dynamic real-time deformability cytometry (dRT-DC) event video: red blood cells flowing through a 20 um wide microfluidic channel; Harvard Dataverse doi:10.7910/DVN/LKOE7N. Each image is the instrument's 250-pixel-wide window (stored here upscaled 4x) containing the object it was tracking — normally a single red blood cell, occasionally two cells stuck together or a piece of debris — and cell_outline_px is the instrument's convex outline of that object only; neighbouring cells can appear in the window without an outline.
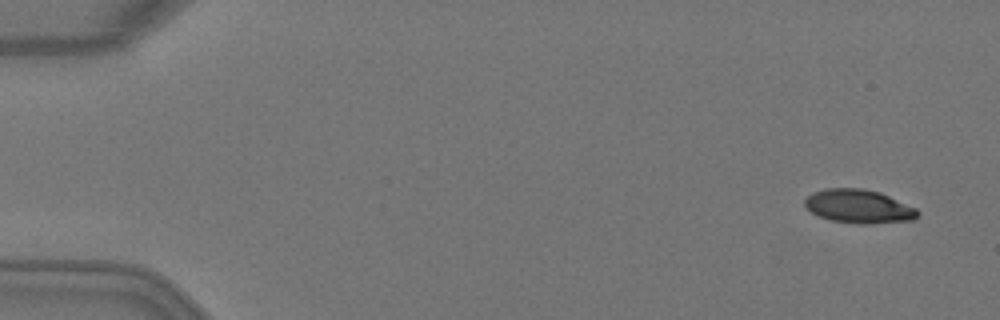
{"species": "Egyptian fruit bat (a non-hibernating species)", "species_latin": "Rousettus aegyptiacus", "temperature_condition": "warm", "stored_images_in_passage": 2, "camera_frame_rate_fps": 3000, "um_per_image_px": 0.085, "animal": {"sex": "female"}, "frame": {"image": 1, "passage_image": 2, "time_ms": 0.333, "image_size_px": [1000, 320], "cell_outline_px": [[920, 212], [912, 220], [872, 224], [860, 224], [828, 220], [816, 216], [804, 208], [804, 200], [812, 192], [824, 188], [864, 188], [880, 192], [916, 208]], "centroid_in_image_um": [72.93, 17.54], "position_along_channel_um": 12.1, "area_um2": 22.48}}